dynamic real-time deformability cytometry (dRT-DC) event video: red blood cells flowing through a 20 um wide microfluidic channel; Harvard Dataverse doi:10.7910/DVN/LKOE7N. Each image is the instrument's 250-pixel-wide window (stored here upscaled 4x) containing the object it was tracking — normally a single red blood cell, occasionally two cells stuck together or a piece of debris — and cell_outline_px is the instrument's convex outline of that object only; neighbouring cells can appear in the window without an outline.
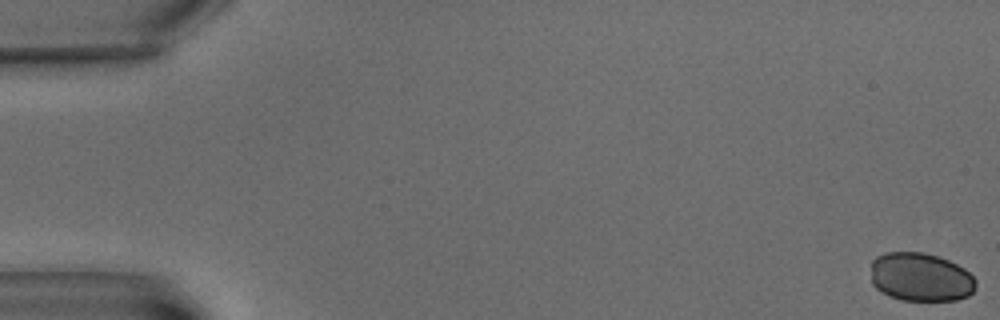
{"species": "common noctule bat (a hibernating species)", "species_latin": "Nyctalus noctula", "temperature_condition": "warm", "stored_images_in_passage": 6, "camera_frame_rate_fps": 3000, "um_per_image_px": 0.085, "animal": {"sex": "male", "body_mass_g": 15.6}, "frame": {"image": 1, "passage_image": 1, "time_ms": 0.0, "image_size_px": [1000, 320], "cell_outline_px": [[976, 284], [972, 292], [968, 296], [956, 300], [900, 300], [888, 296], [880, 292], [872, 284], [872, 260], [876, 256], [884, 252], [924, 252], [948, 260], [964, 268], [976, 280]], "centroid_in_image_um": [78.22, 23.55], "position_along_channel_um": 6.8, "area_um2": 29.88}}